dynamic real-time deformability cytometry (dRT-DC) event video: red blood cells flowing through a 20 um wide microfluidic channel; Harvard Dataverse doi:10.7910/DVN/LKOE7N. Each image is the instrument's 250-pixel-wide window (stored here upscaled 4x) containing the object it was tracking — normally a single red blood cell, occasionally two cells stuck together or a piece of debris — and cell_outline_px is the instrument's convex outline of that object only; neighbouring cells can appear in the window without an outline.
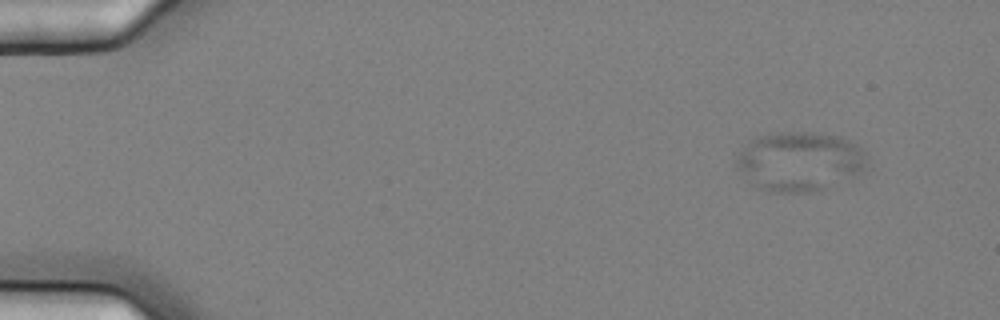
{"species": "common noctule bat (a hibernating species)", "species_latin": "Nyctalus noctula", "temperature_condition": "cold", "stored_images_in_passage": 10, "camera_frame_rate_fps": 3000, "um_per_image_px": 0.085, "animal": {"sex": "female", "body_mass_g": 25.1}, "frame": {"image": 1, "passage_image": 2, "time_ms": 0.333, "image_size_px": [1000, 320], "cell_outline_px": [[864, 168], [856, 176], [812, 192], [768, 192], [752, 184], [736, 168], [736, 156], [752, 140], [760, 136], [780, 132], [812, 132], [840, 136], [856, 144], [864, 152]], "centroid_in_image_um": [67.94, 13.72], "position_along_channel_um": 17.1, "area_um2": 44.74}}
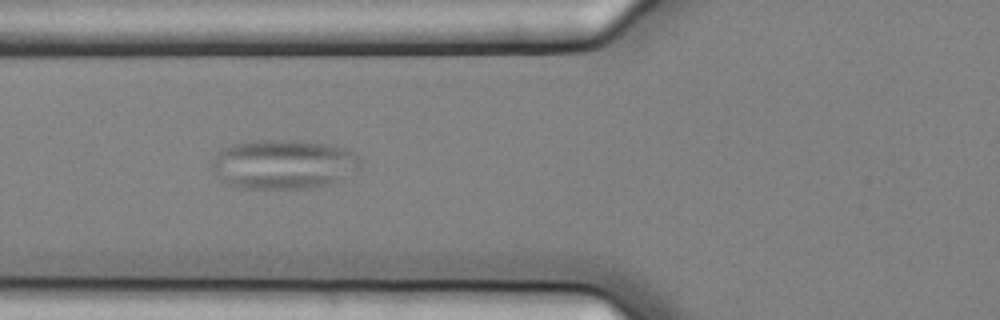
{"frame": {"image": 2, "passage_image": 7, "time_ms": 2.0, "image_size_px": [1000, 320], "cell_outline_px": [[360, 168], [332, 184], [312, 188], [244, 188], [228, 184], [220, 180], [212, 168], [212, 160], [220, 148], [232, 144], [256, 140], [300, 140], [328, 144], [344, 148], [352, 152], [356, 156], [360, 164]], "centroid_in_image_um": [24.07, 13.96], "position_along_channel_um": 101.7, "area_um2": 42.89}}